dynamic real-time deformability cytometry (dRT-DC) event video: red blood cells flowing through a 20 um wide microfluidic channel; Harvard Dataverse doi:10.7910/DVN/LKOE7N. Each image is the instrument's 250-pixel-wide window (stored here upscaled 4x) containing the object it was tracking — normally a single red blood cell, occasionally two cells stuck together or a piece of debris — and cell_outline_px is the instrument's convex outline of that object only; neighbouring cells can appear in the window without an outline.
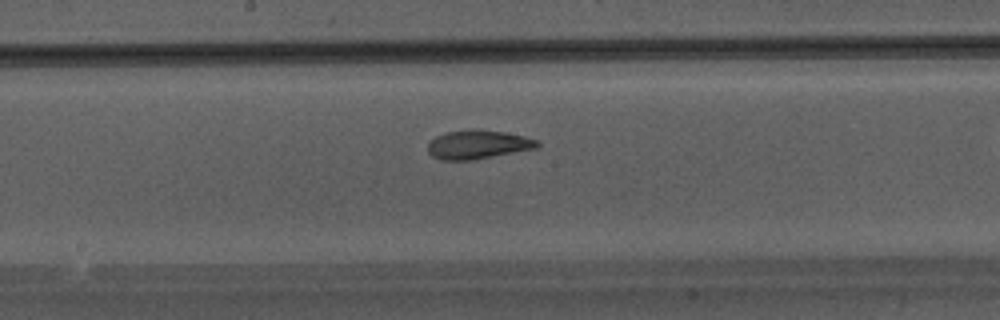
{"species": "Egyptian fruit bat (a non-hibernating species)", "species_latin": "Rousettus aegyptiacus", "temperature_condition": "warm", "stored_images_in_passage": 29, "camera_frame_rate_fps": 3000, "um_per_image_px": 0.085, "animal": {"sex": "male"}, "frame": {"image": 1, "passage_image": 17, "time_ms": 5.333, "image_size_px": [1000, 320], "cell_outline_px": [[540, 144], [536, 148], [468, 160], [440, 160], [432, 156], [428, 152], [428, 144], [436, 136], [448, 132], [472, 128], [476, 128], [504, 132], [524, 136], [540, 140]], "centroid_in_image_um": [40.62, 12.27], "position_along_channel_um": 207.6, "area_um2": 18.26}}